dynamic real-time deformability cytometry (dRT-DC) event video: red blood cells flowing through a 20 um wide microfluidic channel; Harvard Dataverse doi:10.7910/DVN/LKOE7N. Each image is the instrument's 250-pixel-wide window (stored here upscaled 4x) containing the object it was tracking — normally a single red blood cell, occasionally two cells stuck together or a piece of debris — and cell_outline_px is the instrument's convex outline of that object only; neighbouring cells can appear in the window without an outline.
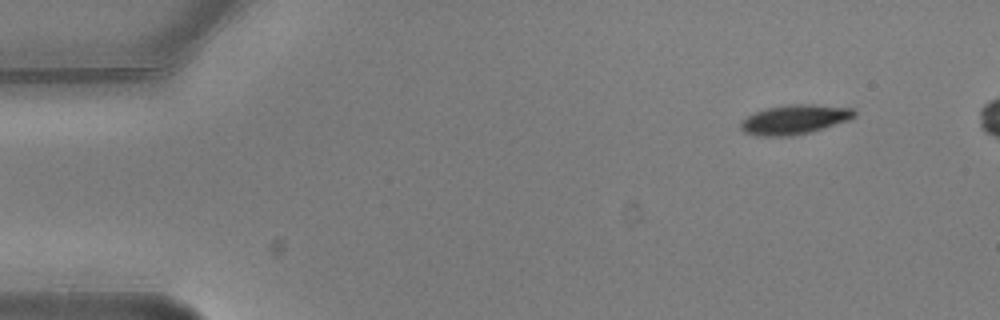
{"species": "common noctule bat (a hibernating species)", "species_latin": "Nyctalus noctula", "temperature_condition": "warm", "stored_images_in_passage": 6, "camera_frame_rate_fps": 3000, "um_per_image_px": 0.085, "animal": {"sex": "male", "body_mass_g": 20.5, "forearm_length_mm": 52.5}, "frame": {"image": 1, "passage_image": 2, "time_ms": 0.333, "image_size_px": [1000, 320], "cell_outline_px": [[856, 116], [848, 120], [808, 132], [788, 136], [756, 136], [744, 132], [740, 128], [740, 124], [748, 116], [756, 112], [768, 108], [788, 104], [812, 104], [852, 108], [856, 112]], "centroid_in_image_um": [67.53, 10.15], "position_along_channel_um": 17.5, "area_um2": 19.19}}